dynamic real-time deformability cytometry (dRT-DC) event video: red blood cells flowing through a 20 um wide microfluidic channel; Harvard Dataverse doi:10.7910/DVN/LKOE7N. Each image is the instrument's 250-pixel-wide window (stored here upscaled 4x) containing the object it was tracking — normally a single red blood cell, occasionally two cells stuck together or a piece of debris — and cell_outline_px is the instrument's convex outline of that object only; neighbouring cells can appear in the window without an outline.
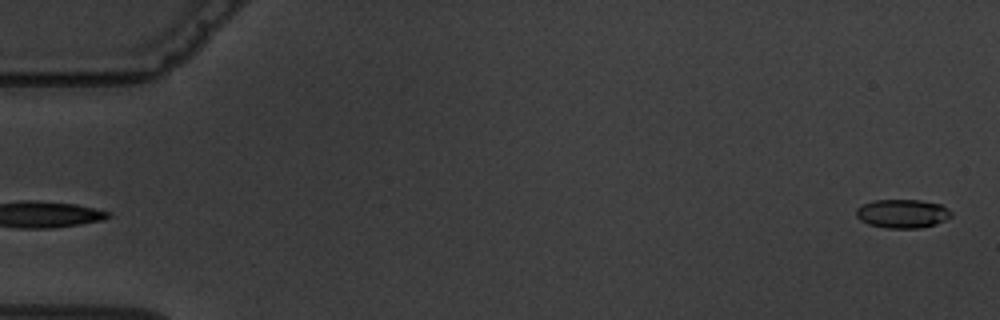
{"species": "common noctule bat (a hibernating species)", "species_latin": "Nyctalus noctula", "temperature_condition": "warm", "stored_images_in_passage": 5, "camera_frame_rate_fps": 3000, "um_per_image_px": 0.085, "animal": {"sex": "male", "body_mass_g": 19.5, "forearm_length_mm": 54.6}, "frame": {"image": 1, "passage_image": 5, "time_ms": 5.333, "image_size_px": [1000, 320], "cell_outline_px": [[952, 216], [936, 224], [920, 228], [888, 228], [868, 224], [860, 220], [856, 216], [856, 208], [872, 200], [920, 200], [940, 204], [952, 212]], "centroid_in_image_um": [76.69, 18.16], "position_along_channel_um": 8.3, "area_um2": 15.9}}